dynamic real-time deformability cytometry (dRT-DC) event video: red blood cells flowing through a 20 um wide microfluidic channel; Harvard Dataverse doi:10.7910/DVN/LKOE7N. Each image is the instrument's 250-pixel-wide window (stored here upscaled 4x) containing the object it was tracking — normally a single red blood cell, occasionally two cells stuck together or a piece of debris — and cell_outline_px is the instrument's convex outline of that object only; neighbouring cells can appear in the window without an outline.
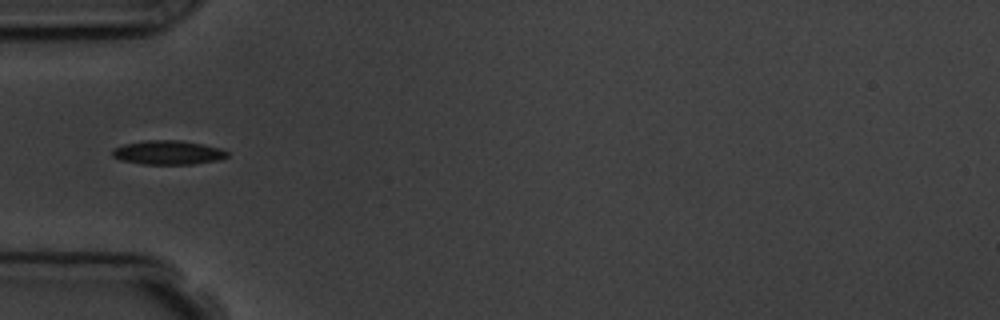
{"species": "common noctule bat (a hibernating species)", "species_latin": "Nyctalus noctula", "temperature_condition": "room temperature", "stored_images_in_passage": 2, "camera_frame_rate_fps": 3000, "um_per_image_px": 0.085, "animal": {"sex": "male", "body_mass_g": 19.5, "forearm_length_mm": 54.6}, "frame": {"image": 1, "passage_image": 2, "time_ms": 1.333, "image_size_px": [1000, 320], "cell_outline_px": [[228, 156], [220, 160], [192, 164], [144, 164], [120, 160], [112, 156], [112, 148], [124, 144], [144, 140], [180, 140], [220, 148], [228, 152]], "centroid_in_image_um": [14.26, 12.96], "position_along_channel_um": 70.7, "area_um2": 16.13}}